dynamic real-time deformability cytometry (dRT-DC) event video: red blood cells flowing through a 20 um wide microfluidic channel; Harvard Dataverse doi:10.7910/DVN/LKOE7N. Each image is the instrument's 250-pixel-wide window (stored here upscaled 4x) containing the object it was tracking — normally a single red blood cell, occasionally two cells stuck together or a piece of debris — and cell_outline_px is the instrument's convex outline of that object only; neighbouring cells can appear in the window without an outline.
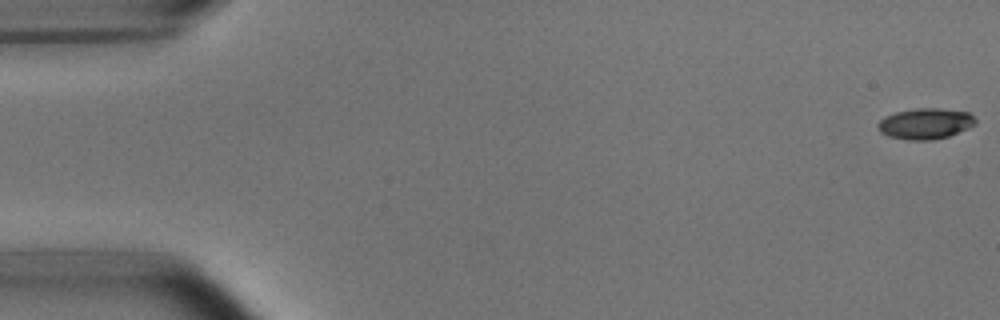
{"species": "common noctule bat (a hibernating species)", "species_latin": "Nyctalus noctula", "temperature_condition": "room temperature", "stored_images_in_passage": 53, "camera_frame_rate_fps": 3000, "um_per_image_px": 0.085, "animal": {"sex": "male", "body_mass_g": 15.6}, "frame": {"image": 1, "passage_image": 1, "time_ms": 0.0, "image_size_px": [1000, 320], "cell_outline_px": [[976, 124], [968, 128], [948, 136], [932, 140], [908, 140], [888, 136], [880, 132], [876, 124], [884, 116], [896, 112], [916, 108], [936, 108], [968, 112], [976, 120]], "centroid_in_image_um": [78.62, 10.51], "position_along_channel_um": 6.4, "area_um2": 17.51}}
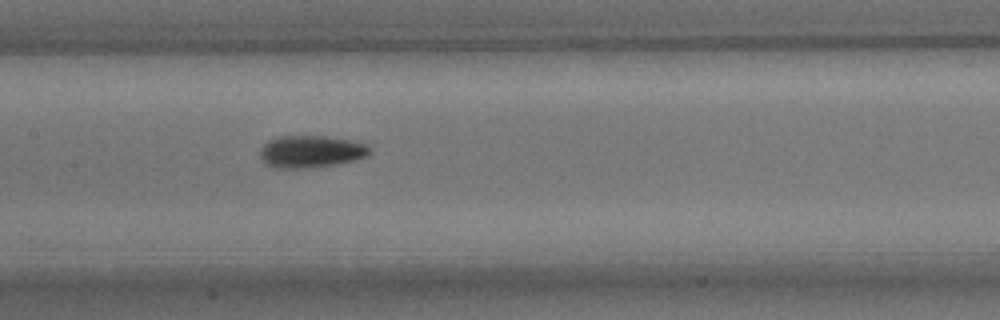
{"frame": {"image": 2, "passage_image": 26, "time_ms": 8.333, "image_size_px": [1000, 320], "cell_outline_px": [[372, 152], [368, 156], [356, 160], [340, 164], [312, 168], [276, 168], [264, 164], [260, 160], [260, 148], [268, 140], [276, 136], [324, 136], [352, 140], [364, 144], [372, 148]], "centroid_in_image_um": [26.43, 12.89], "position_along_channel_um": 181.0, "area_um2": 21.1}}
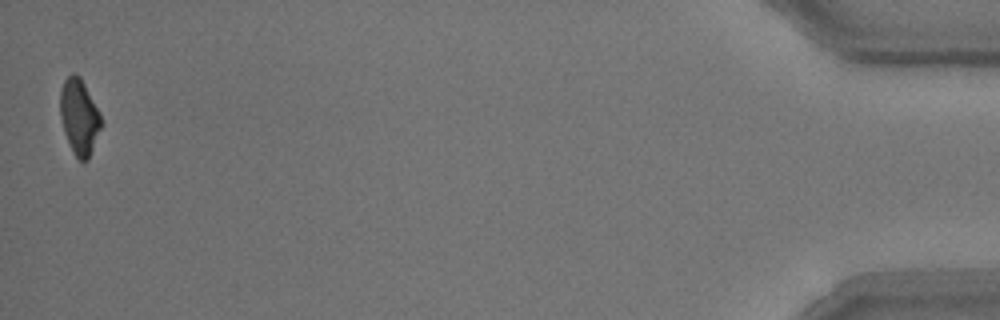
{"frame": {"image": 3, "passage_image": 53, "time_ms": 17.333, "image_size_px": [1000, 320], "cell_outline_px": [[104, 124], [88, 160], [80, 160], [72, 152], [64, 132], [60, 116], [60, 88], [64, 80], [72, 72], [76, 72], [80, 76], [100, 112]], "centroid_in_image_um": [6.75, 9.91], "position_along_channel_um": 428.4, "area_um2": 18.44}, "authors_computed_cell_mechanics": {"area_um2": 18.6694, "velocity_mm_per_s": 3.7679, "shape_relaxation_time_tau1_ms": 2.9451, "shape_relaxation_time_tau2_ms": 2.7816, "deformation_change_tau1": 0.1457, "deformation_change_tau2": 0.0955}}